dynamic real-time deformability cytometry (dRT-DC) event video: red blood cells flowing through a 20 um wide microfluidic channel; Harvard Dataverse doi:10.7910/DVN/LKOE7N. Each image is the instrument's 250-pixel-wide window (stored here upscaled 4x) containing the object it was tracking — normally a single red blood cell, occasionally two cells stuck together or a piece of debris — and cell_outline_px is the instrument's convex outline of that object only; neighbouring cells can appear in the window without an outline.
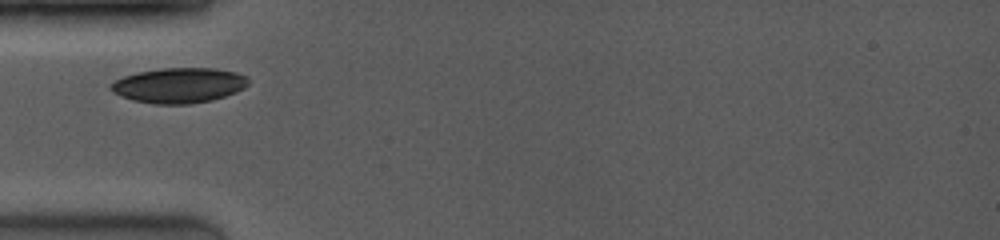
{"species": "common noctule bat (a hibernating species)", "species_latin": "Nyctalus noctula", "temperature_condition": "room temperature", "stored_images_in_passage": 3, "camera_frame_rate_fps": 4000, "um_per_image_px": 0.085, "animal": {"sex": "female", "body_mass_g": 19.0, "forearm_length_mm": 53.3}, "frame": {"image": 1, "passage_image": 1, "time_ms": 0.0, "image_size_px": [1000, 240], "cell_outline_px": [[248, 84], [244, 88], [236, 92], [212, 100], [192, 104], [152, 104], [132, 100], [120, 96], [112, 92], [112, 84], [116, 80], [124, 76], [140, 72], [164, 68], [212, 68], [232, 72], [248, 76]], "centroid_in_image_um": [15.22, 7.27], "position_along_channel_um": 69.8, "area_um2": 27.98}}